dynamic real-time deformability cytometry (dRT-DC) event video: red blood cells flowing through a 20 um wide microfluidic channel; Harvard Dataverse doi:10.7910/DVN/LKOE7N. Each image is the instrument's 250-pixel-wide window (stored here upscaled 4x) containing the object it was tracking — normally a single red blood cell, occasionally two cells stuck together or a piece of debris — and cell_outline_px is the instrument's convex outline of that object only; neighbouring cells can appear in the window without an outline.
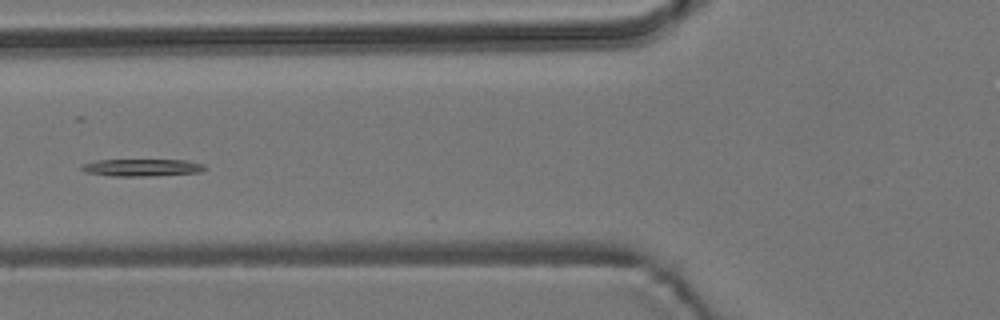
{"species": "common noctule bat (a hibernating species)", "species_latin": "Nyctalus noctula", "temperature_condition": "room temperature", "stored_images_in_passage": 5, "camera_frame_rate_fps": 3000, "um_per_image_px": 0.085, "animal": {"sex": "male", "body_mass_g": 19.2, "forearm_length_mm": 51.8}, "frame": {"image": 1, "passage_image": 5, "time_ms": 4.667, "image_size_px": [1000, 320], "cell_outline_px": [[208, 168], [200, 172], [148, 176], [112, 176], [84, 172], [80, 168], [80, 164], [96, 160], [184, 160], [204, 164]], "centroid_in_image_um": [12.03, 14.24], "position_along_channel_um": 113.8, "area_um2": 12.43}}